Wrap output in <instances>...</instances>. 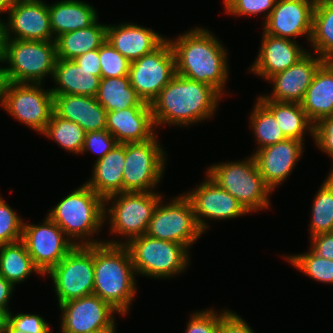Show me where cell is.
Segmentation results:
<instances>
[{"mask_svg":"<svg viewBox=\"0 0 333 333\" xmlns=\"http://www.w3.org/2000/svg\"><path fill=\"white\" fill-rule=\"evenodd\" d=\"M7 14L8 21L5 23L6 39L54 40L46 2L44 3L42 0H20Z\"/></svg>","mask_w":333,"mask_h":333,"instance_id":"ac0fdd59","label":"cell"},{"mask_svg":"<svg viewBox=\"0 0 333 333\" xmlns=\"http://www.w3.org/2000/svg\"><path fill=\"white\" fill-rule=\"evenodd\" d=\"M101 78L129 75L130 61L107 40L99 48Z\"/></svg>","mask_w":333,"mask_h":333,"instance_id":"74e56055","label":"cell"},{"mask_svg":"<svg viewBox=\"0 0 333 333\" xmlns=\"http://www.w3.org/2000/svg\"><path fill=\"white\" fill-rule=\"evenodd\" d=\"M97 21L87 28L58 36L55 39L57 59L74 60L88 51L99 49L106 40L107 24Z\"/></svg>","mask_w":333,"mask_h":333,"instance_id":"f546056e","label":"cell"},{"mask_svg":"<svg viewBox=\"0 0 333 333\" xmlns=\"http://www.w3.org/2000/svg\"><path fill=\"white\" fill-rule=\"evenodd\" d=\"M44 220L42 225L23 223L21 241L34 265L46 276L75 245L53 220L48 216Z\"/></svg>","mask_w":333,"mask_h":333,"instance_id":"5bb4252c","label":"cell"},{"mask_svg":"<svg viewBox=\"0 0 333 333\" xmlns=\"http://www.w3.org/2000/svg\"><path fill=\"white\" fill-rule=\"evenodd\" d=\"M24 221L0 196V245L20 241Z\"/></svg>","mask_w":333,"mask_h":333,"instance_id":"f35d334b","label":"cell"},{"mask_svg":"<svg viewBox=\"0 0 333 333\" xmlns=\"http://www.w3.org/2000/svg\"><path fill=\"white\" fill-rule=\"evenodd\" d=\"M162 200L154 210L146 234L189 248L204 233L196 221L191 201L184 193L168 204L163 205Z\"/></svg>","mask_w":333,"mask_h":333,"instance_id":"30bf717a","label":"cell"},{"mask_svg":"<svg viewBox=\"0 0 333 333\" xmlns=\"http://www.w3.org/2000/svg\"><path fill=\"white\" fill-rule=\"evenodd\" d=\"M11 81L6 67H0V105L4 107L5 95L8 91Z\"/></svg>","mask_w":333,"mask_h":333,"instance_id":"681fc988","label":"cell"},{"mask_svg":"<svg viewBox=\"0 0 333 333\" xmlns=\"http://www.w3.org/2000/svg\"><path fill=\"white\" fill-rule=\"evenodd\" d=\"M57 61L56 43L51 41L6 39L1 63L13 83L42 84L46 76L53 78Z\"/></svg>","mask_w":333,"mask_h":333,"instance_id":"ba28073f","label":"cell"},{"mask_svg":"<svg viewBox=\"0 0 333 333\" xmlns=\"http://www.w3.org/2000/svg\"><path fill=\"white\" fill-rule=\"evenodd\" d=\"M2 21L3 20L0 18V62L2 61L3 56H4V52H5V41H6L5 23L2 22Z\"/></svg>","mask_w":333,"mask_h":333,"instance_id":"816d5d0a","label":"cell"},{"mask_svg":"<svg viewBox=\"0 0 333 333\" xmlns=\"http://www.w3.org/2000/svg\"><path fill=\"white\" fill-rule=\"evenodd\" d=\"M176 74L212 86L221 96L228 79L227 51L207 28L196 27L170 40Z\"/></svg>","mask_w":333,"mask_h":333,"instance_id":"6da1fadb","label":"cell"},{"mask_svg":"<svg viewBox=\"0 0 333 333\" xmlns=\"http://www.w3.org/2000/svg\"><path fill=\"white\" fill-rule=\"evenodd\" d=\"M101 80V71H88L74 60L57 59L50 88L53 95H84L96 97Z\"/></svg>","mask_w":333,"mask_h":333,"instance_id":"d4e9b609","label":"cell"},{"mask_svg":"<svg viewBox=\"0 0 333 333\" xmlns=\"http://www.w3.org/2000/svg\"><path fill=\"white\" fill-rule=\"evenodd\" d=\"M314 142L333 160V115L321 118L314 125Z\"/></svg>","mask_w":333,"mask_h":333,"instance_id":"ee69618b","label":"cell"},{"mask_svg":"<svg viewBox=\"0 0 333 333\" xmlns=\"http://www.w3.org/2000/svg\"><path fill=\"white\" fill-rule=\"evenodd\" d=\"M14 285L0 275V307L9 308L8 303L14 291Z\"/></svg>","mask_w":333,"mask_h":333,"instance_id":"c3c4849f","label":"cell"},{"mask_svg":"<svg viewBox=\"0 0 333 333\" xmlns=\"http://www.w3.org/2000/svg\"><path fill=\"white\" fill-rule=\"evenodd\" d=\"M10 312L9 323L17 330L27 333H50L52 331L48 323L38 314Z\"/></svg>","mask_w":333,"mask_h":333,"instance_id":"7bdbcfd3","label":"cell"},{"mask_svg":"<svg viewBox=\"0 0 333 333\" xmlns=\"http://www.w3.org/2000/svg\"><path fill=\"white\" fill-rule=\"evenodd\" d=\"M185 195L193 205L196 221L203 232L209 226L205 222L206 219L225 220L248 214L229 192L222 189L208 175L196 189Z\"/></svg>","mask_w":333,"mask_h":333,"instance_id":"e0dca14e","label":"cell"},{"mask_svg":"<svg viewBox=\"0 0 333 333\" xmlns=\"http://www.w3.org/2000/svg\"><path fill=\"white\" fill-rule=\"evenodd\" d=\"M315 3L316 0H276L264 22V33L293 41L307 35L310 42Z\"/></svg>","mask_w":333,"mask_h":333,"instance_id":"2e32d148","label":"cell"},{"mask_svg":"<svg viewBox=\"0 0 333 333\" xmlns=\"http://www.w3.org/2000/svg\"><path fill=\"white\" fill-rule=\"evenodd\" d=\"M273 114L280 129L288 139L304 142L305 132L311 133L314 139V123L308 118L301 103L279 102L263 96L258 98Z\"/></svg>","mask_w":333,"mask_h":333,"instance_id":"f1b7e54d","label":"cell"},{"mask_svg":"<svg viewBox=\"0 0 333 333\" xmlns=\"http://www.w3.org/2000/svg\"><path fill=\"white\" fill-rule=\"evenodd\" d=\"M47 274L54 282L58 305L93 294L94 245L75 246Z\"/></svg>","mask_w":333,"mask_h":333,"instance_id":"9c48e42d","label":"cell"},{"mask_svg":"<svg viewBox=\"0 0 333 333\" xmlns=\"http://www.w3.org/2000/svg\"><path fill=\"white\" fill-rule=\"evenodd\" d=\"M223 3L227 13L235 16H253L268 12L264 15V21H266L275 6L276 0H224Z\"/></svg>","mask_w":333,"mask_h":333,"instance_id":"ab89813d","label":"cell"},{"mask_svg":"<svg viewBox=\"0 0 333 333\" xmlns=\"http://www.w3.org/2000/svg\"><path fill=\"white\" fill-rule=\"evenodd\" d=\"M62 311L61 333H89L104 328H116L114 314L118 313L109 303L91 294L59 304Z\"/></svg>","mask_w":333,"mask_h":333,"instance_id":"9a60e30c","label":"cell"},{"mask_svg":"<svg viewBox=\"0 0 333 333\" xmlns=\"http://www.w3.org/2000/svg\"><path fill=\"white\" fill-rule=\"evenodd\" d=\"M129 249L136 275L164 278L180 274L189 266L188 247L144 234L125 244Z\"/></svg>","mask_w":333,"mask_h":333,"instance_id":"52a82bcc","label":"cell"},{"mask_svg":"<svg viewBox=\"0 0 333 333\" xmlns=\"http://www.w3.org/2000/svg\"><path fill=\"white\" fill-rule=\"evenodd\" d=\"M74 61L80 67L88 71H101L99 49L88 51L85 54L77 56Z\"/></svg>","mask_w":333,"mask_h":333,"instance_id":"7dc6e473","label":"cell"},{"mask_svg":"<svg viewBox=\"0 0 333 333\" xmlns=\"http://www.w3.org/2000/svg\"><path fill=\"white\" fill-rule=\"evenodd\" d=\"M221 97L212 86L175 74L150 104L155 128L210 119Z\"/></svg>","mask_w":333,"mask_h":333,"instance_id":"7a4b0ae2","label":"cell"},{"mask_svg":"<svg viewBox=\"0 0 333 333\" xmlns=\"http://www.w3.org/2000/svg\"><path fill=\"white\" fill-rule=\"evenodd\" d=\"M285 258L311 279L333 284V260L319 257L311 249L306 253L285 256Z\"/></svg>","mask_w":333,"mask_h":333,"instance_id":"8d00e7d4","label":"cell"},{"mask_svg":"<svg viewBox=\"0 0 333 333\" xmlns=\"http://www.w3.org/2000/svg\"><path fill=\"white\" fill-rule=\"evenodd\" d=\"M166 38L134 23L107 25L106 40L130 62L152 52Z\"/></svg>","mask_w":333,"mask_h":333,"instance_id":"603a6c76","label":"cell"},{"mask_svg":"<svg viewBox=\"0 0 333 333\" xmlns=\"http://www.w3.org/2000/svg\"><path fill=\"white\" fill-rule=\"evenodd\" d=\"M125 244L94 245L93 294L109 303L118 314L127 315L136 294V276Z\"/></svg>","mask_w":333,"mask_h":333,"instance_id":"3957f363","label":"cell"},{"mask_svg":"<svg viewBox=\"0 0 333 333\" xmlns=\"http://www.w3.org/2000/svg\"><path fill=\"white\" fill-rule=\"evenodd\" d=\"M311 213L310 237L333 231V172L317 191Z\"/></svg>","mask_w":333,"mask_h":333,"instance_id":"836d02e7","label":"cell"},{"mask_svg":"<svg viewBox=\"0 0 333 333\" xmlns=\"http://www.w3.org/2000/svg\"><path fill=\"white\" fill-rule=\"evenodd\" d=\"M54 113L63 119L79 124L84 131L106 129L107 111L95 97L84 95H53Z\"/></svg>","mask_w":333,"mask_h":333,"instance_id":"cb8c5ba5","label":"cell"},{"mask_svg":"<svg viewBox=\"0 0 333 333\" xmlns=\"http://www.w3.org/2000/svg\"><path fill=\"white\" fill-rule=\"evenodd\" d=\"M89 333H116V329L115 328H104V329L96 330V331L89 332Z\"/></svg>","mask_w":333,"mask_h":333,"instance_id":"db71d44e","label":"cell"},{"mask_svg":"<svg viewBox=\"0 0 333 333\" xmlns=\"http://www.w3.org/2000/svg\"><path fill=\"white\" fill-rule=\"evenodd\" d=\"M155 135L145 142L125 143L123 192H154L163 178L166 151Z\"/></svg>","mask_w":333,"mask_h":333,"instance_id":"8fae6325","label":"cell"},{"mask_svg":"<svg viewBox=\"0 0 333 333\" xmlns=\"http://www.w3.org/2000/svg\"><path fill=\"white\" fill-rule=\"evenodd\" d=\"M96 11L92 5L80 0H61L48 4L54 41L64 33L91 26L98 19Z\"/></svg>","mask_w":333,"mask_h":333,"instance_id":"83f0119b","label":"cell"},{"mask_svg":"<svg viewBox=\"0 0 333 333\" xmlns=\"http://www.w3.org/2000/svg\"><path fill=\"white\" fill-rule=\"evenodd\" d=\"M218 333H254V331L238 314L228 310L221 317Z\"/></svg>","mask_w":333,"mask_h":333,"instance_id":"f6af8a7d","label":"cell"},{"mask_svg":"<svg viewBox=\"0 0 333 333\" xmlns=\"http://www.w3.org/2000/svg\"><path fill=\"white\" fill-rule=\"evenodd\" d=\"M256 101L249 120L255 141L259 145L257 149L288 139L280 129L274 114L259 99Z\"/></svg>","mask_w":333,"mask_h":333,"instance_id":"e575fe53","label":"cell"},{"mask_svg":"<svg viewBox=\"0 0 333 333\" xmlns=\"http://www.w3.org/2000/svg\"><path fill=\"white\" fill-rule=\"evenodd\" d=\"M42 134L58 143L61 148L81 154L86 132L76 122L63 119L53 112Z\"/></svg>","mask_w":333,"mask_h":333,"instance_id":"d590c367","label":"cell"},{"mask_svg":"<svg viewBox=\"0 0 333 333\" xmlns=\"http://www.w3.org/2000/svg\"><path fill=\"white\" fill-rule=\"evenodd\" d=\"M9 308L0 307V333H5L9 324Z\"/></svg>","mask_w":333,"mask_h":333,"instance_id":"f907efd6","label":"cell"},{"mask_svg":"<svg viewBox=\"0 0 333 333\" xmlns=\"http://www.w3.org/2000/svg\"><path fill=\"white\" fill-rule=\"evenodd\" d=\"M8 114L40 134L51 119L53 94L41 84L11 82L5 95L4 107Z\"/></svg>","mask_w":333,"mask_h":333,"instance_id":"4fadbf2b","label":"cell"},{"mask_svg":"<svg viewBox=\"0 0 333 333\" xmlns=\"http://www.w3.org/2000/svg\"><path fill=\"white\" fill-rule=\"evenodd\" d=\"M125 143H118L102 159L96 160L93 173L86 184L104 200L123 192Z\"/></svg>","mask_w":333,"mask_h":333,"instance_id":"484cf974","label":"cell"},{"mask_svg":"<svg viewBox=\"0 0 333 333\" xmlns=\"http://www.w3.org/2000/svg\"><path fill=\"white\" fill-rule=\"evenodd\" d=\"M311 250L319 257L333 260V232L321 233L310 238Z\"/></svg>","mask_w":333,"mask_h":333,"instance_id":"bcb514c9","label":"cell"},{"mask_svg":"<svg viewBox=\"0 0 333 333\" xmlns=\"http://www.w3.org/2000/svg\"><path fill=\"white\" fill-rule=\"evenodd\" d=\"M43 275L34 265L25 244L20 240L10 244L0 245V275L15 284L23 282L29 275Z\"/></svg>","mask_w":333,"mask_h":333,"instance_id":"1f68e13d","label":"cell"},{"mask_svg":"<svg viewBox=\"0 0 333 333\" xmlns=\"http://www.w3.org/2000/svg\"><path fill=\"white\" fill-rule=\"evenodd\" d=\"M303 145V141L286 139L253 153L259 173L272 191L291 174L303 154Z\"/></svg>","mask_w":333,"mask_h":333,"instance_id":"d6986e66","label":"cell"},{"mask_svg":"<svg viewBox=\"0 0 333 333\" xmlns=\"http://www.w3.org/2000/svg\"><path fill=\"white\" fill-rule=\"evenodd\" d=\"M151 107H130L107 111L106 130L118 143L145 142L155 135Z\"/></svg>","mask_w":333,"mask_h":333,"instance_id":"7402d4cb","label":"cell"},{"mask_svg":"<svg viewBox=\"0 0 333 333\" xmlns=\"http://www.w3.org/2000/svg\"><path fill=\"white\" fill-rule=\"evenodd\" d=\"M175 74V55L168 38L152 52L130 62V83L147 104L156 99Z\"/></svg>","mask_w":333,"mask_h":333,"instance_id":"7c38bea8","label":"cell"},{"mask_svg":"<svg viewBox=\"0 0 333 333\" xmlns=\"http://www.w3.org/2000/svg\"><path fill=\"white\" fill-rule=\"evenodd\" d=\"M262 36L259 53L249 70L265 80L288 69L307 53V50L299 47L296 41L264 32Z\"/></svg>","mask_w":333,"mask_h":333,"instance_id":"44dd1931","label":"cell"},{"mask_svg":"<svg viewBox=\"0 0 333 333\" xmlns=\"http://www.w3.org/2000/svg\"><path fill=\"white\" fill-rule=\"evenodd\" d=\"M20 0H0V14L7 13Z\"/></svg>","mask_w":333,"mask_h":333,"instance_id":"f5cc1de1","label":"cell"},{"mask_svg":"<svg viewBox=\"0 0 333 333\" xmlns=\"http://www.w3.org/2000/svg\"><path fill=\"white\" fill-rule=\"evenodd\" d=\"M5 333H27V332H22L20 330H17L9 323Z\"/></svg>","mask_w":333,"mask_h":333,"instance_id":"11a10c76","label":"cell"},{"mask_svg":"<svg viewBox=\"0 0 333 333\" xmlns=\"http://www.w3.org/2000/svg\"><path fill=\"white\" fill-rule=\"evenodd\" d=\"M301 105L314 124L333 115V61H325L318 68Z\"/></svg>","mask_w":333,"mask_h":333,"instance_id":"4316f807","label":"cell"},{"mask_svg":"<svg viewBox=\"0 0 333 333\" xmlns=\"http://www.w3.org/2000/svg\"><path fill=\"white\" fill-rule=\"evenodd\" d=\"M118 142L115 137L106 129L101 131L87 132L85 134L84 145L81 154L88 150L100 154L96 160L102 159L109 151H111Z\"/></svg>","mask_w":333,"mask_h":333,"instance_id":"b9f144b4","label":"cell"},{"mask_svg":"<svg viewBox=\"0 0 333 333\" xmlns=\"http://www.w3.org/2000/svg\"><path fill=\"white\" fill-rule=\"evenodd\" d=\"M324 62L319 56L315 58L307 52L294 65L268 79L274 86L272 94L265 97L279 102L301 103L316 71Z\"/></svg>","mask_w":333,"mask_h":333,"instance_id":"ffe728a7","label":"cell"},{"mask_svg":"<svg viewBox=\"0 0 333 333\" xmlns=\"http://www.w3.org/2000/svg\"><path fill=\"white\" fill-rule=\"evenodd\" d=\"M162 196L155 192H122L107 197L105 199V220L109 218L110 232L121 235L127 241L124 239L125 243L116 240H104V242L126 244L131 239L146 234L154 210ZM111 202L110 207L108 205Z\"/></svg>","mask_w":333,"mask_h":333,"instance_id":"8992f818","label":"cell"},{"mask_svg":"<svg viewBox=\"0 0 333 333\" xmlns=\"http://www.w3.org/2000/svg\"><path fill=\"white\" fill-rule=\"evenodd\" d=\"M228 311L219 314L213 309H206L191 314L185 333H218L221 317Z\"/></svg>","mask_w":333,"mask_h":333,"instance_id":"60d3db41","label":"cell"},{"mask_svg":"<svg viewBox=\"0 0 333 333\" xmlns=\"http://www.w3.org/2000/svg\"><path fill=\"white\" fill-rule=\"evenodd\" d=\"M310 44L317 56L333 61V3L316 0Z\"/></svg>","mask_w":333,"mask_h":333,"instance_id":"d6a6232c","label":"cell"},{"mask_svg":"<svg viewBox=\"0 0 333 333\" xmlns=\"http://www.w3.org/2000/svg\"><path fill=\"white\" fill-rule=\"evenodd\" d=\"M95 98L106 111L123 110L130 107H151L138 97L130 83L129 75L101 78Z\"/></svg>","mask_w":333,"mask_h":333,"instance_id":"4dcf8cb0","label":"cell"},{"mask_svg":"<svg viewBox=\"0 0 333 333\" xmlns=\"http://www.w3.org/2000/svg\"><path fill=\"white\" fill-rule=\"evenodd\" d=\"M47 216L64 231L71 241L73 240L75 246L104 242L94 238L92 240L90 237L97 235L104 224L105 200L86 183L64 197ZM78 238L81 239V243L78 242Z\"/></svg>","mask_w":333,"mask_h":333,"instance_id":"277c9868","label":"cell"},{"mask_svg":"<svg viewBox=\"0 0 333 333\" xmlns=\"http://www.w3.org/2000/svg\"><path fill=\"white\" fill-rule=\"evenodd\" d=\"M206 174L229 192L248 213L270 207L272 189L260 175L253 155L242 162L212 164Z\"/></svg>","mask_w":333,"mask_h":333,"instance_id":"5b68a950","label":"cell"}]
</instances>
